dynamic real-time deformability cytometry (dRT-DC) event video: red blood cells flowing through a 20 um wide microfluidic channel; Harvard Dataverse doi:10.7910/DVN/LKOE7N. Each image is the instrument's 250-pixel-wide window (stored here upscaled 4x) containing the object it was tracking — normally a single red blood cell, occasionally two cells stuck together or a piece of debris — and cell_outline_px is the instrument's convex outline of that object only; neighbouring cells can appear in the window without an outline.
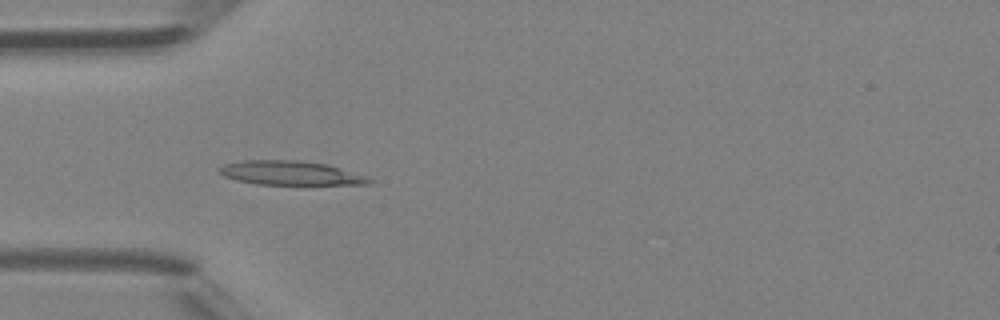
{"species": "Egyptian fruit bat (a non-hibernating species)", "species_latin": "Rousettus aegyptiacus", "temperature_condition": "room temperature", "stored_images_in_passage": 46, "camera_frame_rate_fps": 3000, "um_per_image_px": 0.085, "animal": {"sex": "female"}, "frame": {"image": 1, "passage_image": 14, "time_ms": 4.333, "image_size_px": [1000, 320], "cell_outline_px": [[372, 180], [368, 184], [256, 184], [236, 180], [224, 176], [216, 172], [224, 164], [244, 160], [300, 160], [328, 164], [364, 176]], "centroid_in_image_um": [24.61, 14.69], "position_along_channel_um": 60.4, "area_um2": 20.81}}
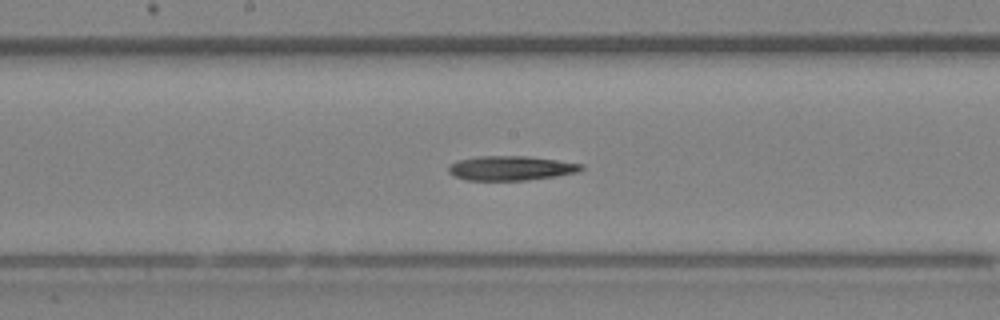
{"frame": {"image": 2, "passage_image": 24, "time_ms": 7.667, "image_size_px": [1000, 320], "cell_outline_px": [[584, 168], [580, 172], [556, 176], [528, 180], [468, 180], [456, 176], [448, 172], [448, 164], [456, 160], [476, 156], [528, 156], [584, 164]], "centroid_in_image_um": [43.43, 14.28], "position_along_channel_um": 204.8, "area_um2": 19.07}}
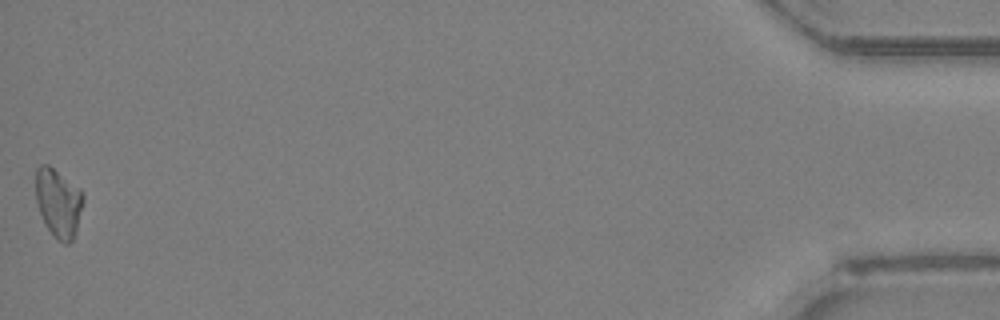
{"frame": {"image": 3, "passage_image": 46, "time_ms": 15.0, "image_size_px": [1000, 320], "cell_outline_px": [[84, 204], [76, 232], [72, 240], [68, 244], [64, 244], [56, 240], [48, 228], [36, 204], [36, 168], [40, 164], [48, 164], [80, 188], [84, 196]], "centroid_in_image_um": [4.98, 17.24], "position_along_channel_um": 430.2, "area_um2": 19.19}, "authors_computed_cell_mechanics": {"area_um2": 19.1896, "velocity_mm_per_s": 4.4291, "shape_relaxation_time_tau1_ms": 2.2456, "shape_relaxation_time_tau2_ms": 9.569, "deformation_change_tau1": 0.1212, "deformation_change_tau2": 0.169}}